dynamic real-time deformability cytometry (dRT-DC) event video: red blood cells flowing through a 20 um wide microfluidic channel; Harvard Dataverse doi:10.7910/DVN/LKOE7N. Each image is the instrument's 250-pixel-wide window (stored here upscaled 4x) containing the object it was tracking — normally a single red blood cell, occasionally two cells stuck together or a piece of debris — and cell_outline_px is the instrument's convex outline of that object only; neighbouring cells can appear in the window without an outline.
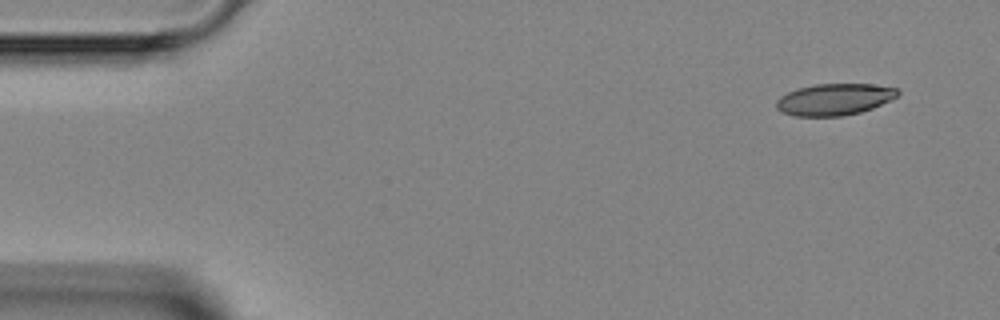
{"species": "Egyptian fruit bat (a non-hibernating species)", "species_latin": "Rousettus aegyptiacus", "temperature_condition": "room temperature", "stored_images_in_passage": 3, "camera_frame_rate_fps": 3000, "um_per_image_px": 0.085, "animal": {"sex": "female"}, "frame": {"image": 1, "passage_image": 1, "time_ms": 0.0, "image_size_px": [1000, 320], "cell_outline_px": [[900, 92], [892, 100], [872, 108], [860, 112], [844, 116], [796, 116], [784, 112], [776, 108], [776, 100], [780, 96], [796, 88], [816, 84], [872, 84], [896, 88]], "centroid_in_image_um": [70.92, 8.44], "position_along_channel_um": 14.1, "area_um2": 22.37}}